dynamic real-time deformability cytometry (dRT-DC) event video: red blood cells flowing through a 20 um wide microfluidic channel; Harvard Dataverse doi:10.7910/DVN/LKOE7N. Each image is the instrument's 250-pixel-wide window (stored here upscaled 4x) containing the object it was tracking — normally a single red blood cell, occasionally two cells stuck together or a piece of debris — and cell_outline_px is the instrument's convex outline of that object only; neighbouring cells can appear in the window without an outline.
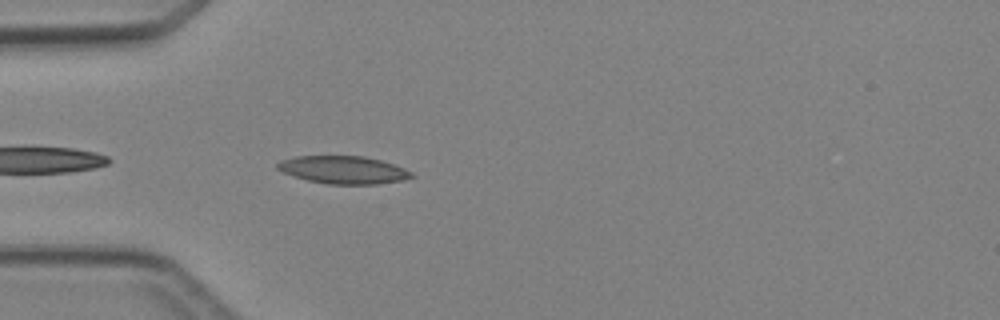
{"species": "Egyptian fruit bat (a non-hibernating species)", "species_latin": "Rousettus aegyptiacus", "temperature_condition": "cold", "stored_images_in_passage": 3, "camera_frame_rate_fps": 3000, "um_per_image_px": 0.085, "animal": {"sex": "female"}, "frame": {"image": 1, "passage_image": 3, "time_ms": 2.333, "image_size_px": [1000, 320], "cell_outline_px": [[416, 176], [404, 180], [376, 184], [328, 184], [308, 180], [284, 172], [276, 168], [276, 164], [280, 160], [296, 156], [364, 156], [380, 160], [404, 168], [412, 172]], "centroid_in_image_um": [29.21, 14.43], "position_along_channel_um": 55.8, "area_um2": 21.56}}